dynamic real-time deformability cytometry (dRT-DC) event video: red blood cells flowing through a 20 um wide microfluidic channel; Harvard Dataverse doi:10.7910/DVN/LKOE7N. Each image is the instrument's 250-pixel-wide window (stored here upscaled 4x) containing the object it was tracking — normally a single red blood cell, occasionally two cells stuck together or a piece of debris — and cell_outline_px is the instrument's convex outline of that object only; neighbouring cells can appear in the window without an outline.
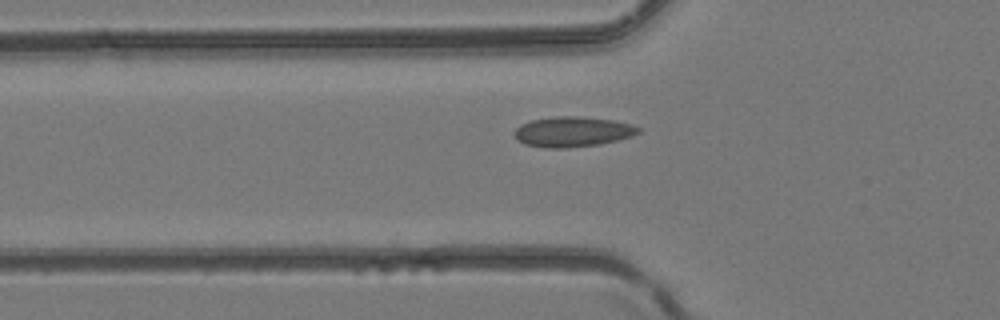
{"species": "common noctule bat (a hibernating species)", "species_latin": "Nyctalus noctula", "temperature_condition": "room temperature", "stored_images_in_passage": 4, "camera_frame_rate_fps": 3000, "um_per_image_px": 0.085, "animal": {"sex": "female", "body_mass_g": 24.6, "forearm_length_mm": 56.2}, "frame": {"image": 1, "passage_image": 4, "time_ms": 1.0, "image_size_px": [1000, 320], "cell_outline_px": [[640, 132], [632, 136], [600, 144], [564, 148], [544, 148], [524, 144], [516, 140], [512, 132], [520, 124], [532, 120], [556, 116], [580, 116], [612, 120], [632, 124], [640, 128]], "centroid_in_image_um": [48.63, 11.2], "position_along_channel_um": 77.2, "area_um2": 21.96}}